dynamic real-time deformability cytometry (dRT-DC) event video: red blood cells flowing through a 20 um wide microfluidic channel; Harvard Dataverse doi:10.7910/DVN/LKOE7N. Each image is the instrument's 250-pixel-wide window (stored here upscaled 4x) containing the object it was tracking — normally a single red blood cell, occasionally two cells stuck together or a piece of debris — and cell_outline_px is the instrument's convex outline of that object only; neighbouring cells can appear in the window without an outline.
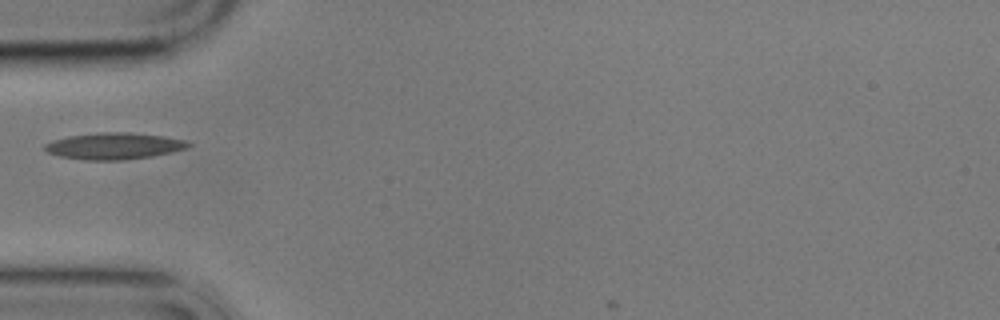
{"species": "common noctule bat (a hibernating species)", "species_latin": "Nyctalus noctula", "temperature_condition": "cold", "stored_images_in_passage": 3, "camera_frame_rate_fps": 3000, "um_per_image_px": 0.085, "animal": {"sex": "male", "body_mass_g": 17.9}, "frame": {"image": 1, "passage_image": 1, "time_ms": 0.0, "image_size_px": [1000, 320], "cell_outline_px": [[192, 144], [188, 148], [172, 152], [152, 156], [120, 160], [84, 160], [60, 156], [48, 152], [44, 148], [44, 144], [52, 140], [68, 136], [100, 132], [132, 132], [164, 136], [188, 140]], "centroid_in_image_um": [9.73, 12.4], "position_along_channel_um": 75.3, "area_um2": 22.37}}
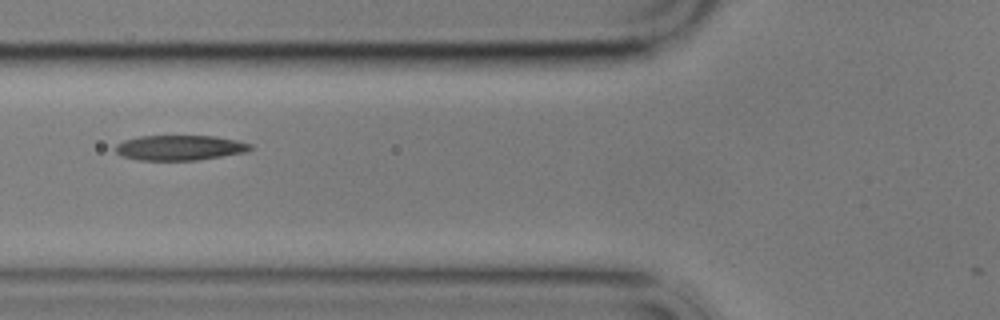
{"frame": {"image": 2, "passage_image": 2, "time_ms": 1.0, "image_size_px": [1000, 320], "cell_outline_px": [[252, 148], [244, 152], [196, 160], [140, 160], [124, 156], [116, 152], [116, 144], [124, 140], [140, 136], [216, 136], [236, 140], [252, 144]], "centroid_in_image_um": [15.28, 12.55], "position_along_channel_um": 110.5, "area_um2": 19.48}}
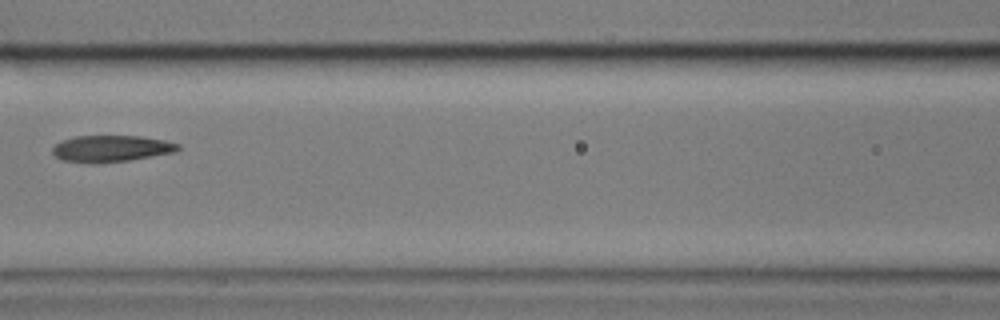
{"frame": {"image": 3, "passage_image": 3, "time_ms": 2.333, "image_size_px": [1000, 320], "cell_outline_px": [[180, 148], [176, 152], [104, 164], [88, 164], [60, 160], [52, 152], [52, 148], [56, 144], [72, 136], [140, 136], [164, 140], [180, 144]], "centroid_in_image_um": [9.43, 12.65], "position_along_channel_um": 157.2, "area_um2": 19.71}}